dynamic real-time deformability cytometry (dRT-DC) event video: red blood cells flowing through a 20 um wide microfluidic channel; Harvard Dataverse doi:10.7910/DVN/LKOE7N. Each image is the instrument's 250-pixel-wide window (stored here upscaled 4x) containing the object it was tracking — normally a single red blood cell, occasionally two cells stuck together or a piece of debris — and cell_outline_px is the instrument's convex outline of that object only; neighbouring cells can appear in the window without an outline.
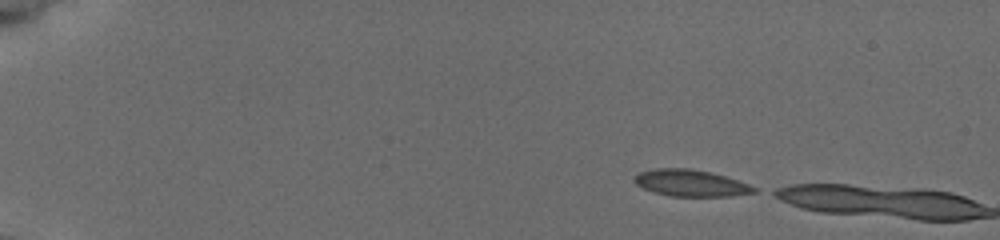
{"species": "common noctule bat (a hibernating species)", "species_latin": "Nyctalus noctula", "temperature_condition": "cold", "stored_images_in_passage": 2, "camera_frame_rate_fps": 3000, "um_per_image_px": 0.085, "animal": {"sex": "female", "body_mass_g": 19.5, "forearm_length_mm": 54.1}, "frame": {"image": 1, "passage_image": 1, "time_ms": 0.0, "image_size_px": [1000, 240], "cell_outline_px": [[756, 192], [728, 196], [672, 196], [656, 192], [644, 188], [636, 184], [632, 180], [640, 172], [656, 168], [692, 168], [724, 176], [748, 184], [756, 188]], "centroid_in_image_um": [58.69, 15.55], "position_along_channel_um": 26.3, "area_um2": 18.21}}